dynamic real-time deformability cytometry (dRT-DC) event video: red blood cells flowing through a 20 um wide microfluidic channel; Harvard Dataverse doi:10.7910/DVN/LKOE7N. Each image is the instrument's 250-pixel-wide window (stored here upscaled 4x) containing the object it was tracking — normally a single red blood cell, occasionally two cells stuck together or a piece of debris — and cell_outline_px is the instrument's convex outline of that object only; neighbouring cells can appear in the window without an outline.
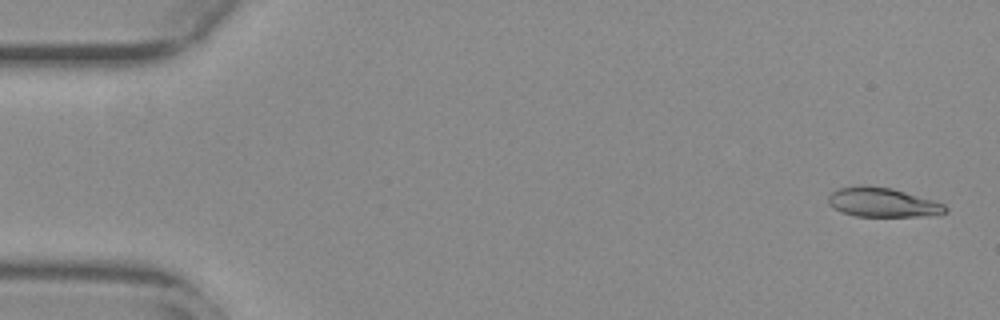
{"species": "common noctule bat (a hibernating species)", "species_latin": "Nyctalus noctula", "temperature_condition": "warm", "stored_images_in_passage": 55, "camera_frame_rate_fps": 3000, "um_per_image_px": 0.085, "animal": {"sex": "female", "body_mass_g": 29.2, "forearm_length_mm": 56.3}, "frame": {"image": 1, "passage_image": 2, "time_ms": 0.333, "image_size_px": [1000, 320], "cell_outline_px": [[948, 212], [940, 216], [856, 216], [844, 212], [828, 204], [828, 196], [832, 192], [840, 188], [860, 184], [868, 184], [892, 188], [932, 200], [944, 204], [948, 208]], "centroid_in_image_um": [75.07, 17.19], "position_along_channel_um": 9.9, "area_um2": 20.17}}
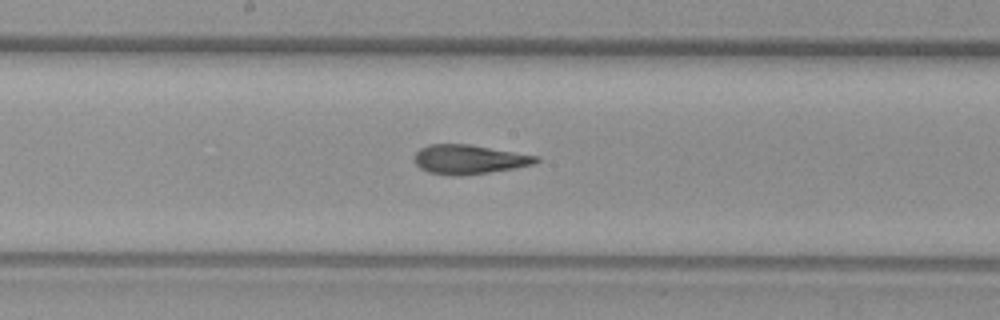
{"frame": {"image": 2, "passage_image": 29, "time_ms": 9.333, "image_size_px": [1000, 320], "cell_outline_px": [[540, 160], [532, 164], [512, 168], [488, 172], [460, 176], [452, 176], [428, 172], [420, 168], [412, 160], [412, 156], [420, 148], [428, 144], [468, 144], [540, 156]], "centroid_in_image_um": [39.81, 13.54], "position_along_channel_um": 208.4, "area_um2": 20.81}}
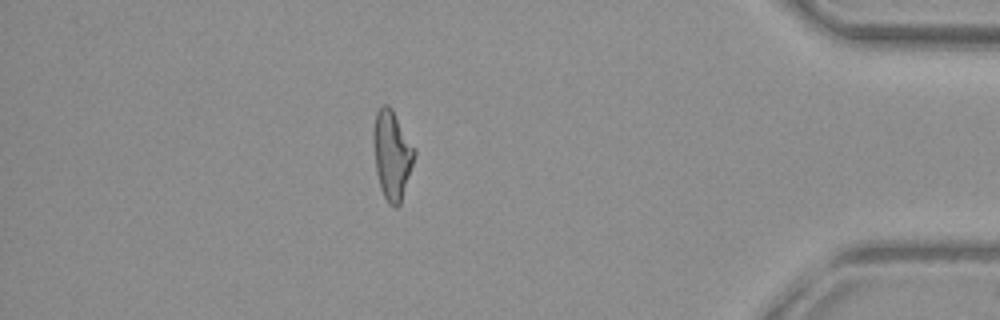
{"frame": {"image": 3, "passage_image": 48, "time_ms": 15.667, "image_size_px": [1000, 320], "cell_outline_px": [[416, 156], [400, 204], [396, 208], [388, 204], [380, 188], [376, 172], [372, 144], [372, 132], [376, 112], [380, 104], [388, 104], [392, 108], [416, 152]], "centroid_in_image_um": [33.29, 13.15], "position_along_channel_um": 401.9, "area_um2": 21.5}, "authors_computed_cell_mechanics": {"area_um2": 20.9814, "velocity_mm_per_s": 3.759, "shape_relaxation_time_tau1_ms": null, "shape_relaxation_time_tau2_ms": 2.4118, "deformation_change_tau1": null, "deformation_change_tau2": 0.1122}}